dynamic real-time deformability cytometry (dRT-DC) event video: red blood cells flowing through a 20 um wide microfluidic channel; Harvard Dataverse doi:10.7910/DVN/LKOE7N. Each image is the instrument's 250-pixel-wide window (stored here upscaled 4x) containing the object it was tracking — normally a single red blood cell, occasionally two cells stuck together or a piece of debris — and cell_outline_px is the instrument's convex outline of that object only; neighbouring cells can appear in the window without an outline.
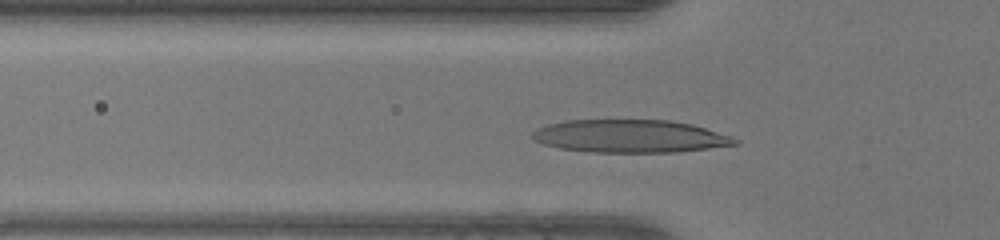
{"species": "human", "species_latin": "Homo sapiens", "temperature_condition": "warm", "stored_images_in_passage": 38, "camera_frame_rate_fps": 3000, "um_per_image_px": 0.085, "donor": {"sex": "female"}, "frame": {"image": 1, "passage_image": 11, "time_ms": 3.333, "image_size_px": [1000, 240], "cell_outline_px": [[740, 144], [676, 152], [588, 152], [560, 148], [544, 144], [536, 140], [532, 136], [532, 132], [536, 128], [548, 124], [564, 120], [668, 120], [692, 124], [732, 136], [740, 140]], "centroid_in_image_um": [53.57, 11.57], "position_along_channel_um": 72.2, "area_um2": 38.84}}
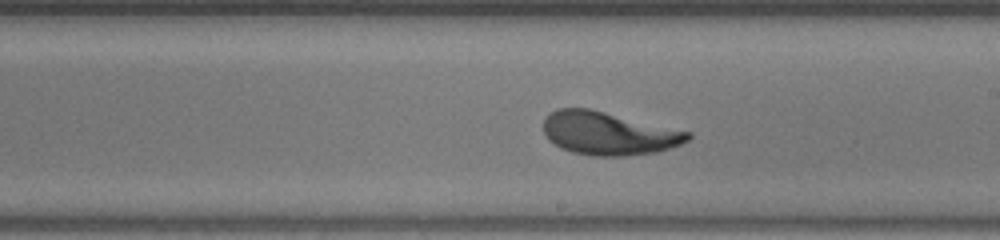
{"frame": {"image": 2, "passage_image": 23, "time_ms": 7.333, "image_size_px": [1000, 240], "cell_outline_px": [[692, 136], [688, 140], [680, 144], [660, 152], [624, 156], [592, 156], [572, 152], [560, 148], [548, 140], [544, 132], [544, 116], [556, 108], [588, 108], [692, 132]], "centroid_in_image_um": [51.71, 11.34], "position_along_channel_um": 237.3, "area_um2": 36.53}}
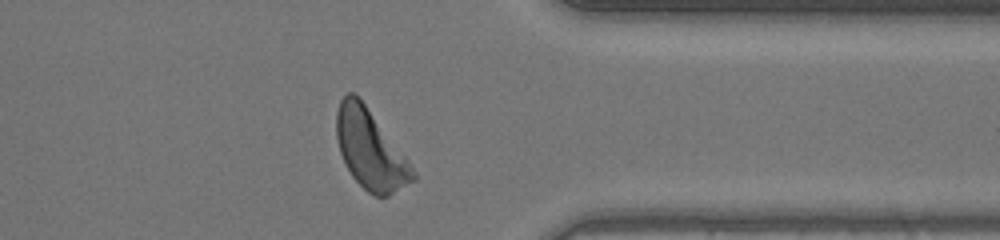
{"frame": {"image": 3, "passage_image": 34, "time_ms": 11.0, "image_size_px": [1000, 240], "cell_outline_px": [[416, 180], [388, 196], [376, 196], [368, 192], [352, 176], [340, 152], [336, 136], [336, 112], [340, 100], [348, 92], [352, 92], [364, 104], [408, 160], [416, 176]], "centroid_in_image_um": [31.46, 12.73], "position_along_channel_um": 379.9, "area_um2": 34.45}}